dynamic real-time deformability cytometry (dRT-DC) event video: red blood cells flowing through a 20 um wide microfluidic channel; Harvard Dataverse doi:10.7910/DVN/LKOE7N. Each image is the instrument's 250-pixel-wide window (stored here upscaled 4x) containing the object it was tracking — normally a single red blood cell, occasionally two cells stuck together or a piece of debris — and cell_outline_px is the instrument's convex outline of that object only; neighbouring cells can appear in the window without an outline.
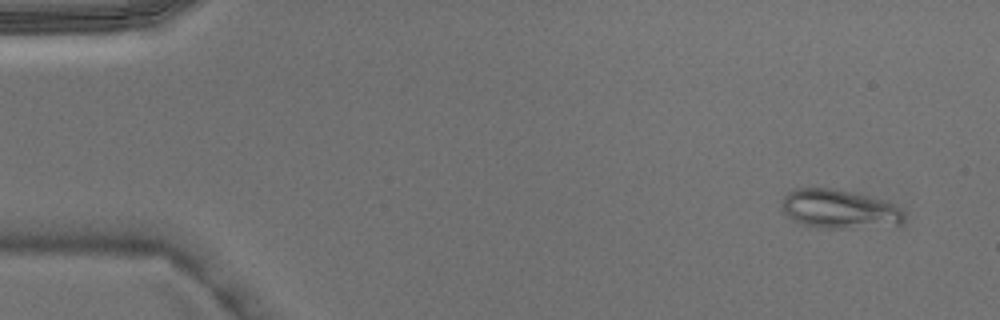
{"species": "Egyptian fruit bat (a non-hibernating species)", "species_latin": "Rousettus aegyptiacus", "temperature_condition": "warm", "stored_images_in_passage": 4, "camera_frame_rate_fps": 3000, "um_per_image_px": 0.085, "animal": {"sex": "male"}, "frame": {"image": 1, "passage_image": 1, "time_ms": 0.0, "image_size_px": [1000, 320], "cell_outline_px": [[904, 224], [852, 228], [824, 228], [804, 224], [788, 216], [780, 208], [780, 204], [784, 196], [792, 188], [832, 188], [888, 200], [900, 208], [904, 212]], "centroid_in_image_um": [71.36, 17.76], "position_along_channel_um": 13.6, "area_um2": 27.92}}